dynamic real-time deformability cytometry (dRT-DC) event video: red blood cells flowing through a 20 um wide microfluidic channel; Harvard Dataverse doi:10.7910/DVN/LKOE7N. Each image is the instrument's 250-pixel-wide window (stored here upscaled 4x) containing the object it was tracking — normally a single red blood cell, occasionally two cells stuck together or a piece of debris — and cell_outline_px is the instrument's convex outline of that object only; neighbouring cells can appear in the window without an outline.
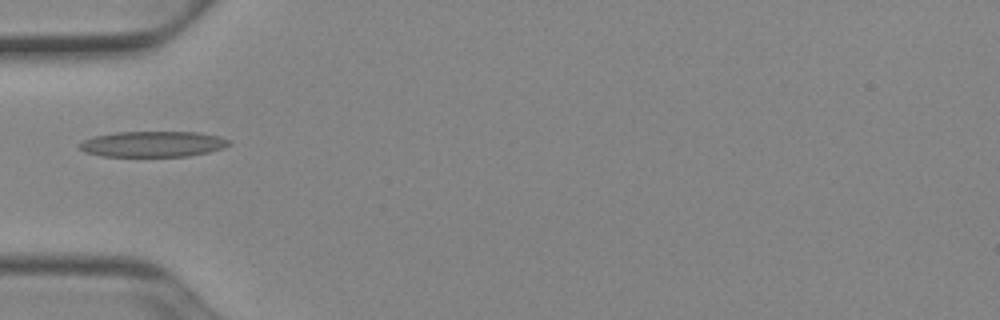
{"species": "Egyptian fruit bat (a non-hibernating species)", "species_latin": "Rousettus aegyptiacus", "temperature_condition": "cold", "stored_images_in_passage": 35, "camera_frame_rate_fps": 3000, "um_per_image_px": 0.085, "animal": {"sex": "female"}, "frame": {"image": 1, "passage_image": 1, "time_ms": 0.0, "image_size_px": [1000, 320], "cell_outline_px": [[232, 144], [224, 148], [208, 152], [188, 156], [100, 156], [84, 152], [80, 148], [80, 144], [84, 140], [92, 136], [116, 132], [200, 132], [220, 136], [228, 140]], "centroid_in_image_um": [13.01, 12.24], "position_along_channel_um": 72.0, "area_um2": 22.48}}
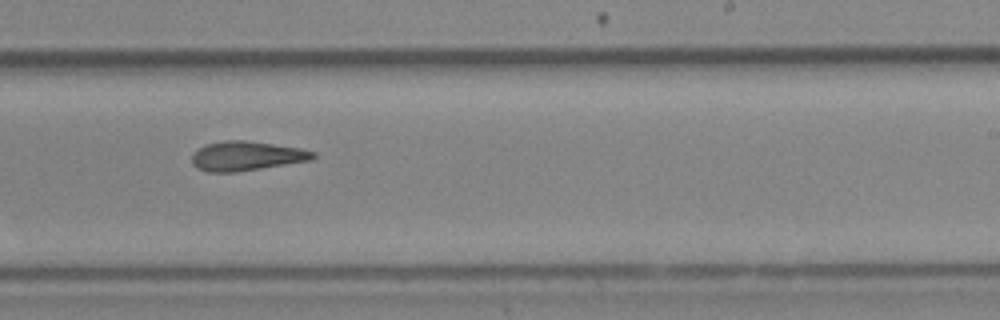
{"frame": {"image": 2, "passage_image": 16, "time_ms": 5.0, "image_size_px": [1000, 320], "cell_outline_px": [[316, 156], [312, 160], [236, 172], [208, 172], [196, 168], [192, 164], [192, 152], [204, 144], [224, 140], [244, 140], [300, 148], [316, 152]], "centroid_in_image_um": [20.91, 13.25], "position_along_channel_um": 268.1, "area_um2": 20.87}}
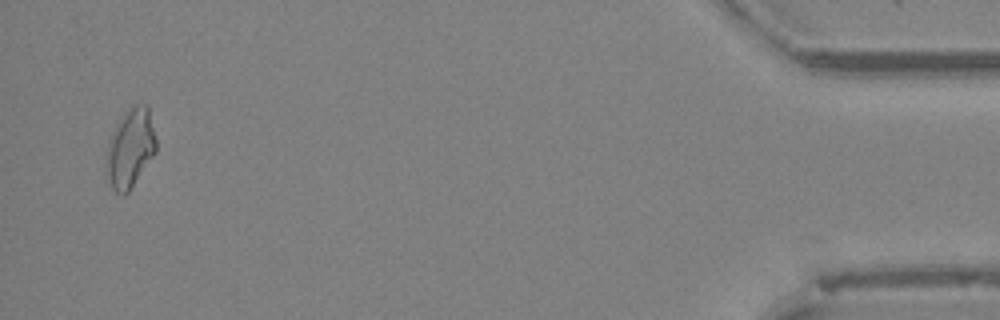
{"frame": {"image": 3, "passage_image": 34, "time_ms": 11.0, "image_size_px": [1000, 320], "cell_outline_px": [[156, 152], [128, 192], [124, 196], [120, 196], [112, 188], [104, 176], [104, 164], [108, 144], [112, 132], [116, 124], [124, 112], [128, 108], [136, 104], [148, 104], [156, 140]], "centroid_in_image_um": [11.03, 12.62], "position_along_channel_um": 424.2, "area_um2": 23.35}, "authors_computed_cell_mechanics": {"area_um2": 20.7502, "velocity_mm_per_s": 3.933, "shape_relaxation_time_tau1_ms": null, "shape_relaxation_time_tau2_ms": 4.021, "deformation_change_tau1": null, "deformation_change_tau2": 0.1398}}